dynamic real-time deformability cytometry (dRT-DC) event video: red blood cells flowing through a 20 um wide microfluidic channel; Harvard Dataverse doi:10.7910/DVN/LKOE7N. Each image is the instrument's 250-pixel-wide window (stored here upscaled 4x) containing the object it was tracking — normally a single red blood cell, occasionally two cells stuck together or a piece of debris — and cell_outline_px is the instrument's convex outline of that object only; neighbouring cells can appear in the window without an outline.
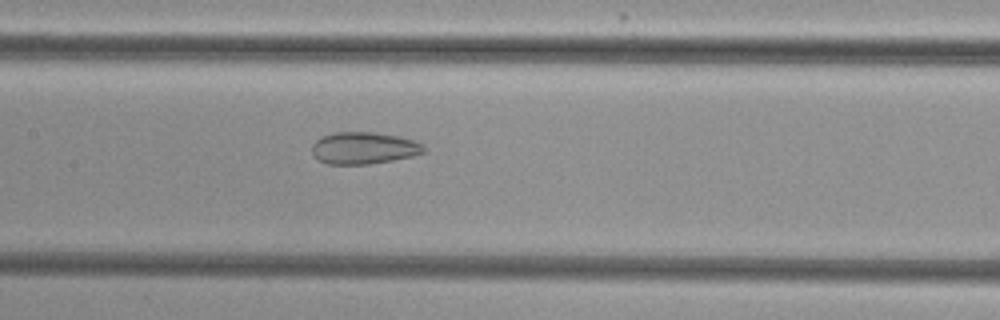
{"species": "common noctule bat (a hibernating species)", "species_latin": "Nyctalus noctula", "temperature_condition": "cold", "stored_images_in_passage": 37, "camera_frame_rate_fps": 3000, "um_per_image_px": 0.085, "animal": {"sex": "female", "body_mass_g": 29.2, "forearm_length_mm": 56.3}, "frame": {"image": 1, "passage_image": 10, "time_ms": 3.0, "image_size_px": [1000, 320], "cell_outline_px": [[424, 152], [412, 156], [392, 160], [368, 164], [328, 164], [320, 160], [312, 152], [312, 144], [316, 140], [332, 132], [376, 132], [396, 136], [412, 140], [424, 144]], "centroid_in_image_um": [30.92, 12.58], "position_along_channel_um": 176.5, "area_um2": 20.63}}
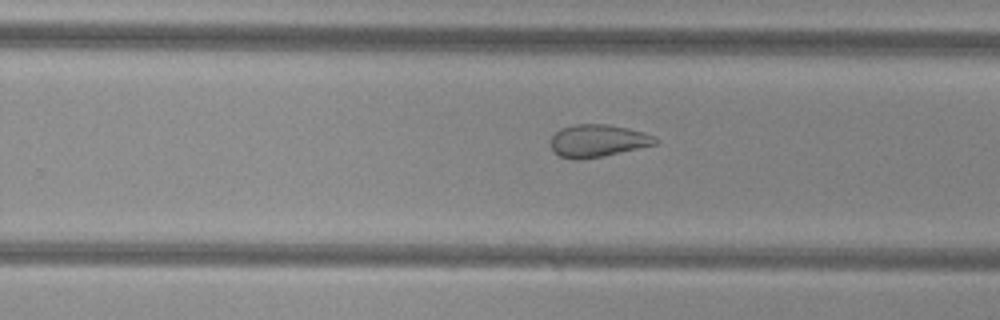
{"frame": {"image": 2, "passage_image": 18, "time_ms": 5.667, "image_size_px": [1000, 320], "cell_outline_px": [[660, 140], [656, 144], [604, 156], [580, 160], [572, 160], [560, 156], [552, 148], [548, 140], [560, 128], [576, 124], [608, 124], [628, 128], [644, 132]], "centroid_in_image_um": [50.78, 11.96], "position_along_channel_um": 279.0, "area_um2": 19.94}}
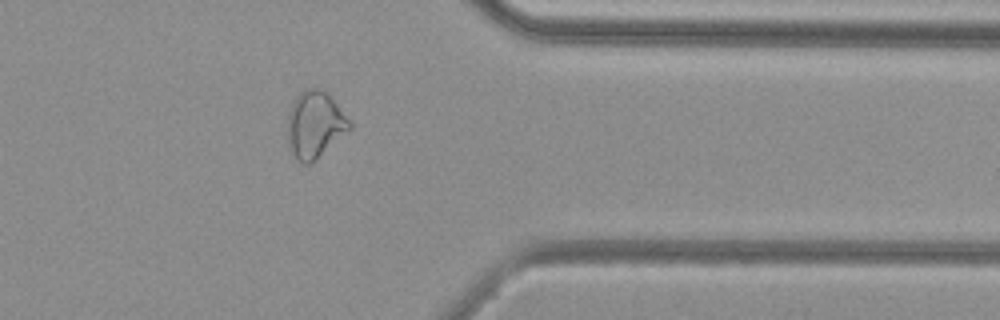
{"frame": {"image": 3, "passage_image": 27, "time_ms": 8.667, "image_size_px": [1000, 320], "cell_outline_px": [[352, 128], [308, 164], [304, 164], [288, 148], [288, 112], [296, 96], [304, 88], [324, 88], [332, 96], [352, 124]], "centroid_in_image_um": [26.77, 10.52], "position_along_channel_um": 384.6, "area_um2": 23.93}, "authors_computed_cell_mechanics": {"area_um2": 22.1952, "velocity_mm_per_s": 3.8588, "shape_relaxation_time_tau1_ms": null, "shape_relaxation_time_tau2_ms": 2.1355, "deformation_change_tau1": null, "deformation_change_tau2": 0.0795}}